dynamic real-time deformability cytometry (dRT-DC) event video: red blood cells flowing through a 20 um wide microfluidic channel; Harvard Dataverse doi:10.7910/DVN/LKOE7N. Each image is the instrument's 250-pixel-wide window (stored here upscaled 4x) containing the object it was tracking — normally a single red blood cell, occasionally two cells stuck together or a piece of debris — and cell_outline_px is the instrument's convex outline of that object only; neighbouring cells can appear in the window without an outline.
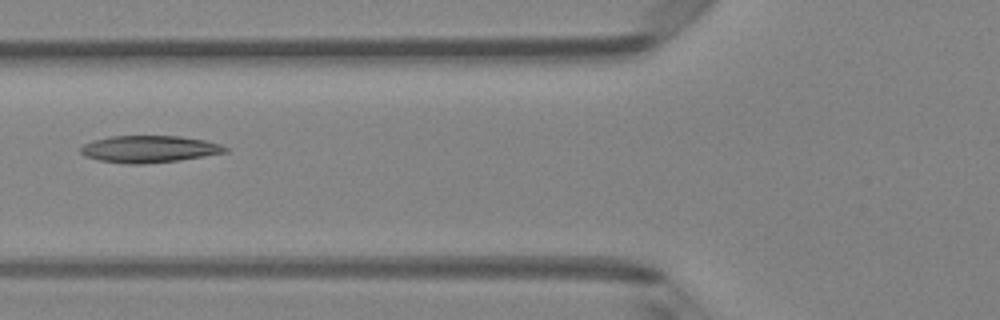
{"species": "Egyptian fruit bat (a non-hibernating species)", "species_latin": "Rousettus aegyptiacus", "temperature_condition": "room temperature", "stored_images_in_passage": 7, "camera_frame_rate_fps": 3000, "um_per_image_px": 0.085, "animal": {"sex": "female"}, "frame": {"image": 1, "passage_image": 6, "time_ms": 1.667, "image_size_px": [1000, 320], "cell_outline_px": [[228, 152], [180, 160], [144, 164], [124, 164], [100, 160], [84, 156], [80, 152], [80, 148], [84, 144], [92, 140], [112, 136], [180, 136], [204, 140], [220, 144], [228, 148]], "centroid_in_image_um": [12.67, 12.67], "position_along_channel_um": 113.1, "area_um2": 22.77}}
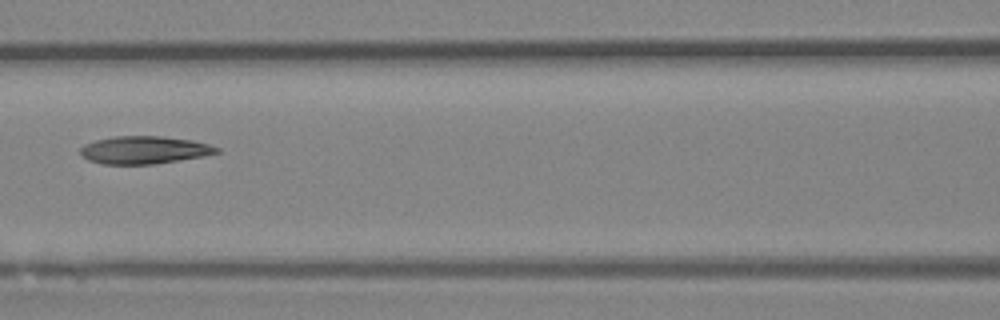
{"frame": {"image": 2, "passage_image": 7, "time_ms": 2.0, "image_size_px": [1000, 320], "cell_outline_px": [[220, 152], [204, 156], [180, 160], [152, 164], [104, 164], [88, 160], [80, 156], [80, 148], [84, 144], [96, 140], [116, 136], [160, 136], [192, 140], [208, 144], [220, 148]], "centroid_in_image_um": [12.25, 12.75], "position_along_channel_um": 154.4, "area_um2": 22.02}}